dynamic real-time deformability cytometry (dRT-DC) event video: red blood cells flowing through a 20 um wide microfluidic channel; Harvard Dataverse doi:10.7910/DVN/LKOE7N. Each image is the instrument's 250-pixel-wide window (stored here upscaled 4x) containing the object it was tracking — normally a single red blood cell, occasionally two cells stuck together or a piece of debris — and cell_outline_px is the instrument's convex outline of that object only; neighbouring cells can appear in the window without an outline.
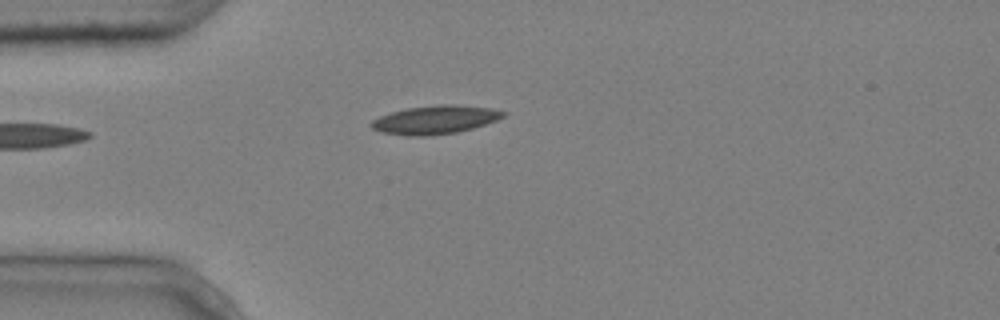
{"species": "common noctule bat (a hibernating species)", "species_latin": "Nyctalus noctula", "temperature_condition": "cold", "stored_images_in_passage": 2, "camera_frame_rate_fps": 3000, "um_per_image_px": 0.085, "animal": {"sex": "male", "body_mass_g": 20.4}, "frame": {"image": 1, "passage_image": 1, "time_ms": 0.0, "image_size_px": [1000, 320], "cell_outline_px": [[508, 112], [504, 116], [496, 120], [472, 128], [456, 132], [428, 136], [404, 136], [380, 132], [372, 128], [368, 124], [372, 120], [380, 116], [392, 112], [408, 108], [444, 104], [456, 104], [492, 108]], "centroid_in_image_um": [36.97, 10.18], "position_along_channel_um": 48.0, "area_um2": 21.91}}